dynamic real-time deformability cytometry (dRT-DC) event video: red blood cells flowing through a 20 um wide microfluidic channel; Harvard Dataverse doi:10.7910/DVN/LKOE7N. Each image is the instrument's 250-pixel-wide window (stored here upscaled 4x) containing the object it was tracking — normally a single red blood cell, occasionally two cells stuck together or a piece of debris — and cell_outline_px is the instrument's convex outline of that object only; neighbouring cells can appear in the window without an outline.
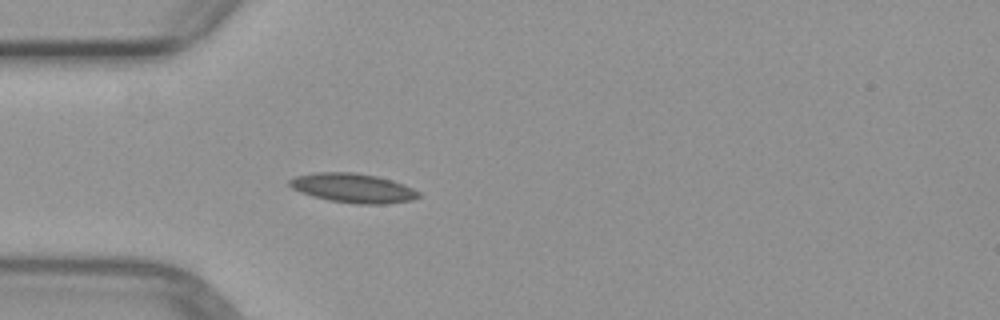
{"species": "common noctule bat (a hibernating species)", "species_latin": "Nyctalus noctula", "temperature_condition": "warm", "stored_images_in_passage": 3, "camera_frame_rate_fps": 3000, "um_per_image_px": 0.085, "animal": {"sex": "female", "body_mass_g": 29.2, "forearm_length_mm": 56.3}, "frame": {"image": 1, "passage_image": 3, "time_ms": 3.333, "image_size_px": [1000, 320], "cell_outline_px": [[420, 196], [412, 200], [384, 204], [356, 204], [328, 200], [312, 196], [300, 192], [292, 188], [288, 184], [288, 180], [296, 176], [316, 172], [352, 172], [376, 176], [392, 180], [404, 184], [420, 192]], "centroid_in_image_um": [29.99, 15.98], "position_along_channel_um": 55.0, "area_um2": 22.08}}